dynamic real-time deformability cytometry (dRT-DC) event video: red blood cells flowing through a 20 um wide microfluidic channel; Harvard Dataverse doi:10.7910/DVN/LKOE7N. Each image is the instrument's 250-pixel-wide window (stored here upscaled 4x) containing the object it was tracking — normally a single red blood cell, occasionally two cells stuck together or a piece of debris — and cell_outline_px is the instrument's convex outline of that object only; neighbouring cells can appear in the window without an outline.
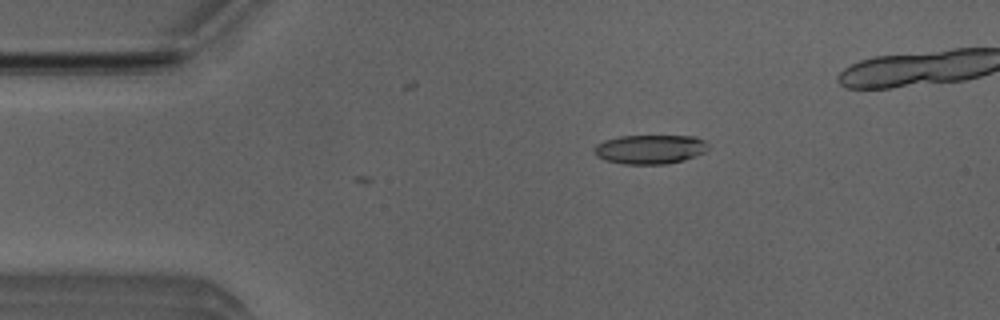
{"species": "Egyptian fruit bat (a non-hibernating species)", "species_latin": "Rousettus aegyptiacus", "temperature_condition": "room temperature", "stored_images_in_passage": 5, "camera_frame_rate_fps": 3000, "um_per_image_px": 0.085, "animal": {"sex": "male"}, "frame": {"image": 1, "passage_image": 2, "time_ms": 0.333, "image_size_px": [1000, 320], "cell_outline_px": [[708, 148], [704, 152], [696, 156], [684, 160], [664, 164], [624, 164], [604, 160], [596, 156], [592, 152], [592, 148], [596, 144], [604, 140], [620, 136], [696, 136], [704, 140], [708, 144]], "centroid_in_image_um": [55.21, 12.69], "position_along_channel_um": 29.8, "area_um2": 19.59}}